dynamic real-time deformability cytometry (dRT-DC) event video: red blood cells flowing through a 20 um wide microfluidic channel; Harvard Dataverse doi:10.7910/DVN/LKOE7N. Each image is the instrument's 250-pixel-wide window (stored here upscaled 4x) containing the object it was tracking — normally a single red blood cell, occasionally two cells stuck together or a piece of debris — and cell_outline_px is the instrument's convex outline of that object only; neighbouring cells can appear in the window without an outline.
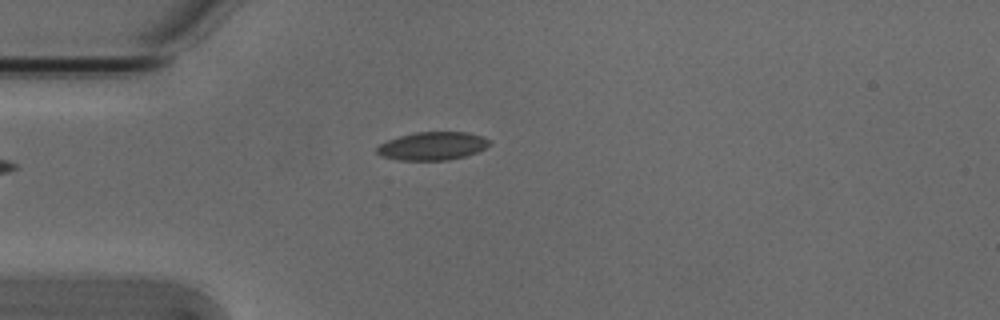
{"species": "Egyptian fruit bat (a non-hibernating species)", "species_latin": "Rousettus aegyptiacus", "temperature_condition": "cold", "stored_images_in_passage": 2, "camera_frame_rate_fps": 3000, "um_per_image_px": 0.085, "animal": {"sex": "male"}, "frame": {"image": 1, "passage_image": 2, "time_ms": 0.333, "image_size_px": [1000, 320], "cell_outline_px": [[488, 144], [484, 148], [476, 152], [464, 156], [448, 160], [400, 160], [380, 156], [376, 152], [376, 148], [380, 144], [388, 140], [400, 136], [416, 132], [468, 132], [480, 136], [488, 140]], "centroid_in_image_um": [36.7, 12.41], "position_along_channel_um": 48.3, "area_um2": 18.21}}